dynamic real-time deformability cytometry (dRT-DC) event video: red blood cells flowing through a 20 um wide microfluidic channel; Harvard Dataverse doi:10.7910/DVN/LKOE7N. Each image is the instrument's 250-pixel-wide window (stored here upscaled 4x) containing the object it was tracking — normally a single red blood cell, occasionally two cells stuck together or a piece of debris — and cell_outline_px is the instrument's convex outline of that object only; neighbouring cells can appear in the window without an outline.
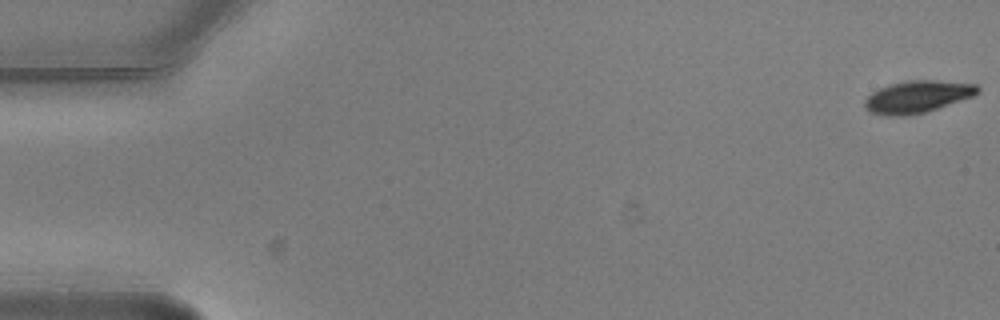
{"species": "common noctule bat (a hibernating species)", "species_latin": "Nyctalus noctula", "temperature_condition": "warm", "stored_images_in_passage": 6, "camera_frame_rate_fps": 3000, "um_per_image_px": 0.085, "animal": {"sex": "male", "body_mass_g": 20.5, "forearm_length_mm": 52.5}, "frame": {"image": 1, "passage_image": 1, "time_ms": 0.0, "image_size_px": [1000, 320], "cell_outline_px": [[980, 92], [972, 96], [924, 112], [908, 116], [884, 116], [868, 112], [864, 104], [864, 100], [872, 92], [888, 84], [908, 80], [936, 80], [976, 84], [980, 88]], "centroid_in_image_um": [77.93, 8.22], "position_along_channel_um": 7.1, "area_um2": 21.15}}
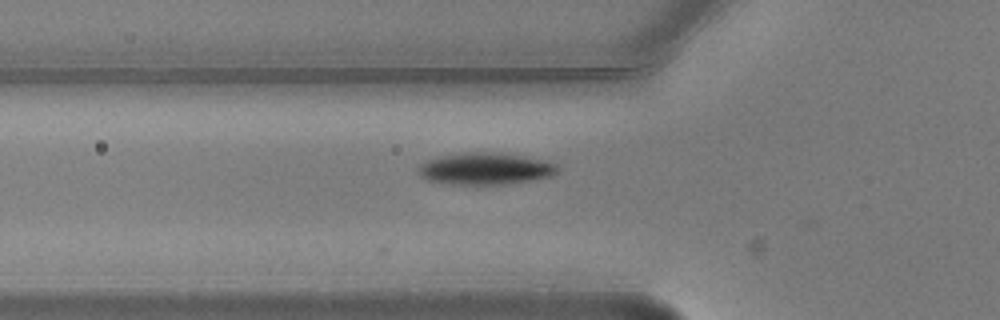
{"frame": {"image": 2, "passage_image": 6, "time_ms": 1.667, "image_size_px": [1000, 320], "cell_outline_px": [[560, 168], [552, 176], [504, 184], [452, 184], [428, 180], [420, 176], [416, 172], [420, 164], [428, 160], [444, 156], [468, 152], [504, 152], [544, 160], [556, 164]], "centroid_in_image_um": [41.26, 14.33], "position_along_channel_um": 84.5, "area_um2": 25.72}}